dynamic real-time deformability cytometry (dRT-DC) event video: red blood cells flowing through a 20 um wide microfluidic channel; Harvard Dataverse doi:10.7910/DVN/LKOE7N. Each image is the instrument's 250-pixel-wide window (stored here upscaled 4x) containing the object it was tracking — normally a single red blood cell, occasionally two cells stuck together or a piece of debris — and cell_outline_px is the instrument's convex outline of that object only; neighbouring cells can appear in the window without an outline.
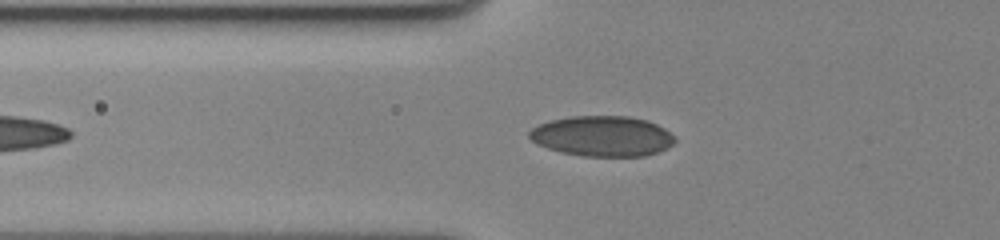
{"species": "human", "species_latin": "Homo sapiens", "temperature_condition": "cold", "stored_images_in_passage": 40, "camera_frame_rate_fps": 3000, "um_per_image_px": 0.085, "donor": {"sex": "female"}, "frame": {"image": 1, "passage_image": 9, "time_ms": 2.667, "image_size_px": [1000, 240], "cell_outline_px": [[676, 140], [672, 144], [656, 152], [644, 156], [580, 156], [560, 152], [536, 144], [528, 136], [528, 132], [536, 124], [552, 120], [572, 116], [628, 116], [648, 120], [664, 128], [676, 136]], "centroid_in_image_um": [51.17, 11.56], "position_along_channel_um": 74.6, "area_um2": 34.39}}
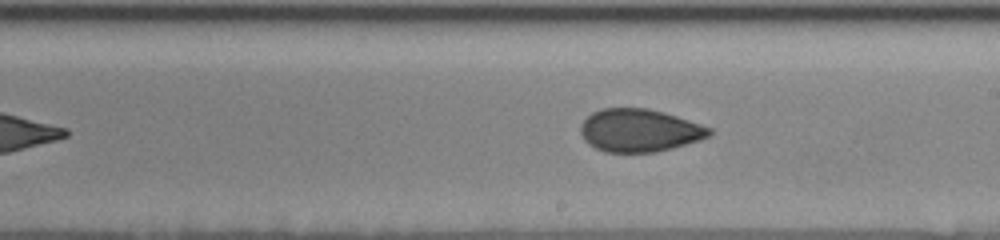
{"frame": {"image": 2, "passage_image": 23, "time_ms": 7.333, "image_size_px": [1000, 240], "cell_outline_px": [[712, 132], [708, 136], [700, 140], [672, 148], [656, 152], [604, 152], [588, 144], [584, 140], [580, 132], [580, 124], [592, 112], [600, 108], [648, 108], [664, 112], [712, 128]], "centroid_in_image_um": [54.32, 11.08], "position_along_channel_um": 234.7, "area_um2": 32.19}}
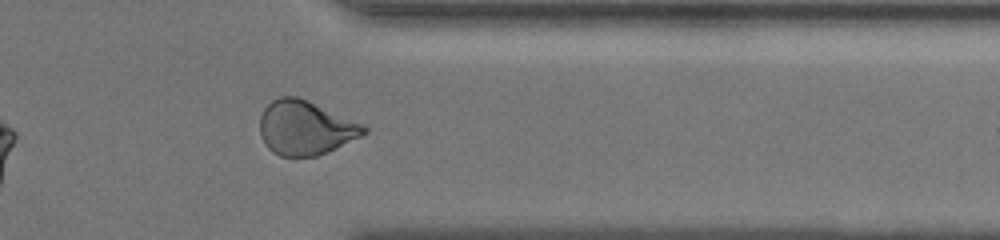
{"frame": {"image": 3, "passage_image": 36, "time_ms": 11.667, "image_size_px": [1000, 240], "cell_outline_px": [[368, 132], [336, 148], [316, 156], [280, 156], [272, 152], [264, 144], [260, 136], [260, 116], [264, 108], [272, 100], [280, 96], [296, 96], [308, 100], [360, 124], [368, 128]], "centroid_in_image_um": [25.9, 10.87], "position_along_channel_um": 385.5, "area_um2": 32.54}, "authors_computed_cell_mechanics": {"area_um2": 32.6281, "velocity_mm_per_s": 3.489, "shape_relaxation_time_tau1_ms": null, "shape_relaxation_time_tau2_ms": 1.3516, "deformation_change_tau1": null, "deformation_change_tau2": 0.0556}}